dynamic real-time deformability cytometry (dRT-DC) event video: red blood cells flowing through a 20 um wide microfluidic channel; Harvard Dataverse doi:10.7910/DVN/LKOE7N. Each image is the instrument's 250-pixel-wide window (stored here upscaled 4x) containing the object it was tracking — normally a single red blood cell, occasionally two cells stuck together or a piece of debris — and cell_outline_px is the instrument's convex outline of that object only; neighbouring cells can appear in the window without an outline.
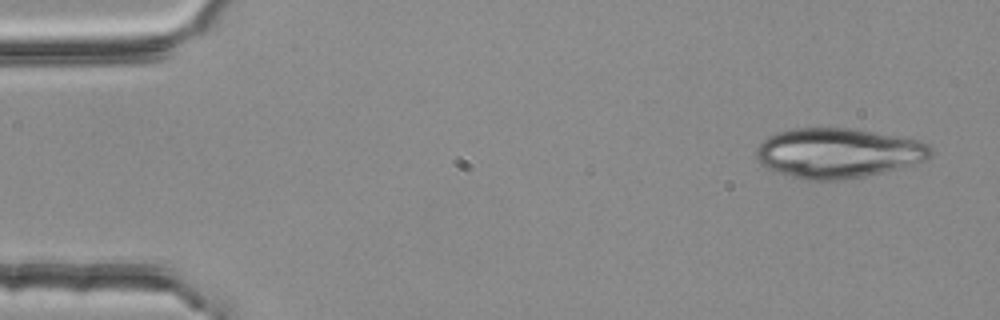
{"species": "common noctule bat (a hibernating species)", "species_latin": "Nyctalus noctula", "temperature_condition": "room temperature", "stored_images_in_passage": 3, "camera_frame_rate_fps": 3000, "um_per_image_px": 0.085, "animal": {"sex": "female", "body_mass_g": 25.1}, "frame": {"image": 1, "passage_image": 3, "time_ms": 0.667, "image_size_px": [1000, 320], "cell_outline_px": [[932, 152], [924, 160], [916, 164], [864, 176], [844, 180], [804, 180], [776, 172], [760, 164], [756, 160], [756, 148], [768, 136], [776, 132], [792, 128], [856, 128], [920, 140], [928, 144], [932, 148]], "centroid_in_image_um": [71.22, 13.0], "position_along_channel_um": 13.8, "area_um2": 51.04}}